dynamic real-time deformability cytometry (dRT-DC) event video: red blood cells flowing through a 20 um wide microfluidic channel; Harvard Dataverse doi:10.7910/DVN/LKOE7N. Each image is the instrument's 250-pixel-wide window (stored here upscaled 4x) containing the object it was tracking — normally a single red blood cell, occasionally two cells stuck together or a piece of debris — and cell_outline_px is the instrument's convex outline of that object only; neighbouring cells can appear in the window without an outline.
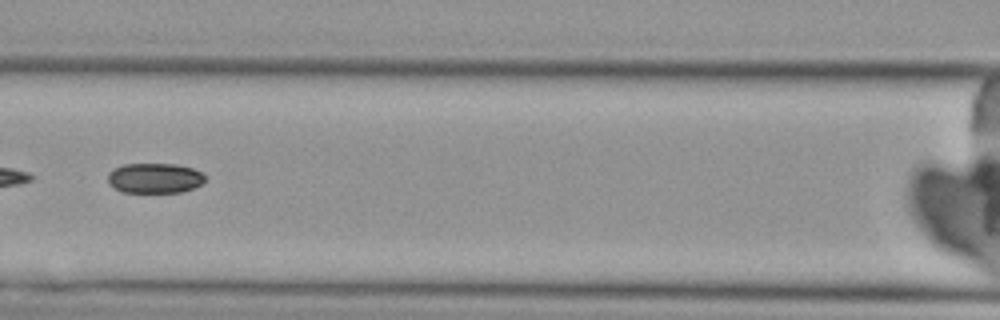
{"species": "Egyptian fruit bat (a non-hibernating species)", "species_latin": "Rousettus aegyptiacus", "temperature_condition": "cold", "stored_images_in_passage": 9, "segment_of_instrument_passage": [1, 2], "camera_frame_rate_fps": 3000, "um_per_image_px": 0.085, "animal": {"sex": "female"}, "frame": {"image": 1, "passage_image": 6, "time_ms": 7.333, "image_size_px": [1000, 320], "cell_outline_px": [[204, 180], [200, 184], [192, 188], [180, 192], [120, 192], [108, 184], [108, 172], [112, 168], [124, 164], [176, 164], [192, 168], [200, 172], [204, 176]], "centroid_in_image_um": [13.07, 15.13], "position_along_channel_um": 153.5, "area_um2": 17.05}}
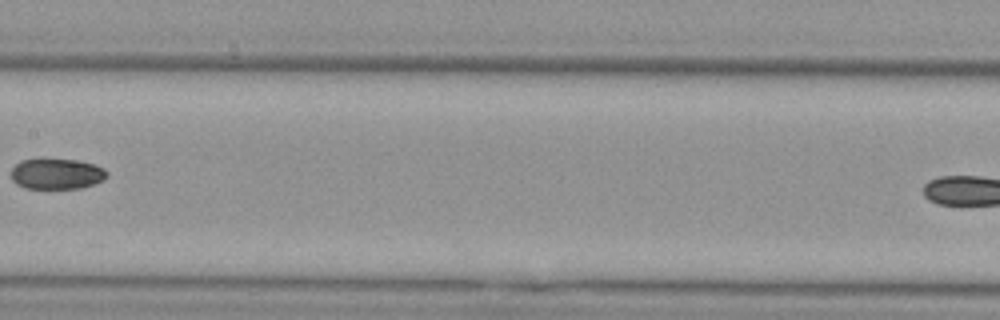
{"frame": {"image": 2, "passage_image": 7, "time_ms": 8.667, "image_size_px": [1000, 320], "cell_outline_px": [[108, 176], [104, 180], [80, 188], [24, 188], [16, 184], [12, 180], [12, 168], [20, 160], [80, 160], [104, 168], [108, 172]], "centroid_in_image_um": [4.83, 14.79], "position_along_channel_um": 202.6, "area_um2": 16.94}}
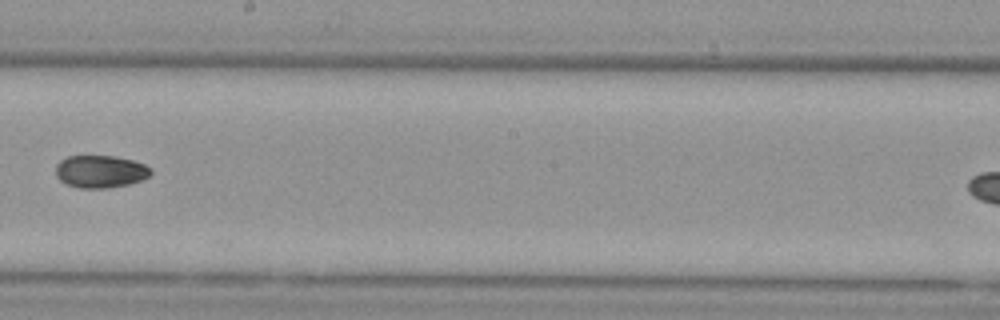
{"frame": {"image": 3, "passage_image": 8, "time_ms": 9.667, "image_size_px": [1000, 320], "cell_outline_px": [[152, 172], [148, 176], [140, 180], [128, 184], [108, 188], [80, 188], [64, 184], [56, 176], [56, 164], [60, 160], [68, 156], [116, 156], [132, 160], [144, 164], [152, 168]], "centroid_in_image_um": [8.51, 14.58], "position_along_channel_um": 239.7, "area_um2": 18.09}}